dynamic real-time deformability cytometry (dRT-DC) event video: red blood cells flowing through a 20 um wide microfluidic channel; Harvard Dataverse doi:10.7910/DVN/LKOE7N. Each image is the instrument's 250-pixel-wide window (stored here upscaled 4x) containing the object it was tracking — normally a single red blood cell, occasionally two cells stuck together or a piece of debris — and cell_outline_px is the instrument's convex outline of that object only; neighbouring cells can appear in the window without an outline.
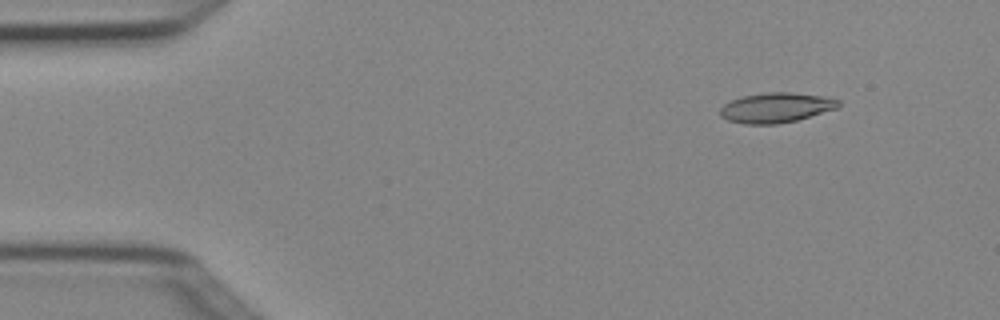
{"species": "Egyptian fruit bat (a non-hibernating species)", "species_latin": "Rousettus aegyptiacus", "temperature_condition": "cold", "stored_images_in_passage": 3, "camera_frame_rate_fps": 3000, "um_per_image_px": 0.085, "animal": {"sex": "female"}, "frame": {"image": 1, "passage_image": 1, "time_ms": 0.0, "image_size_px": [1000, 320], "cell_outline_px": [[840, 104], [836, 108], [796, 120], [776, 124], [744, 124], [728, 120], [720, 116], [720, 108], [724, 104], [732, 100], [744, 96], [764, 92], [788, 92], [820, 96], [840, 100]], "centroid_in_image_um": [65.92, 9.15], "position_along_channel_um": 19.1, "area_um2": 20.35}}